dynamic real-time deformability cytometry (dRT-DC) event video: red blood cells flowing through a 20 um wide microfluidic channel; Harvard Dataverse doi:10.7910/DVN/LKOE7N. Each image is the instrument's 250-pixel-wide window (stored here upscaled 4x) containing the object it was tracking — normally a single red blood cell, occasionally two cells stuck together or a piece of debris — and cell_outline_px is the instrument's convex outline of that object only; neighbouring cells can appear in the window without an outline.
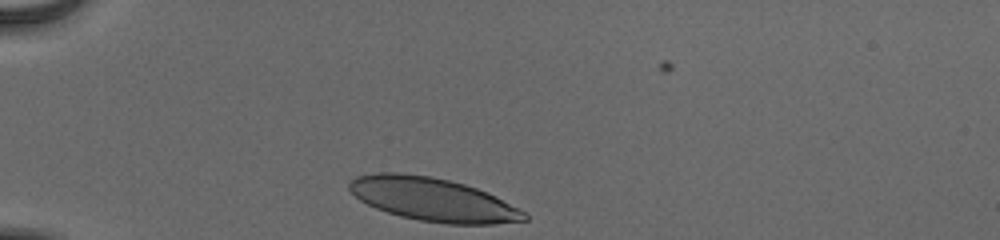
{"species": "human", "species_latin": "Homo sapiens", "temperature_condition": "cold", "stored_images_in_passage": 32, "camera_frame_rate_fps": 3000, "um_per_image_px": 0.085, "donor": {"sex": "male"}, "frame": {"image": 1, "passage_image": 1, "time_ms": 0.0, "image_size_px": [1000, 240], "cell_outline_px": [[528, 220], [492, 224], [448, 224], [420, 220], [400, 216], [376, 208], [360, 200], [348, 188], [348, 184], [356, 176], [380, 172], [400, 172], [432, 176], [464, 184], [476, 188], [524, 212], [528, 216]], "centroid_in_image_um": [36.74, 16.94], "position_along_channel_um": 48.3, "area_um2": 43.58}}
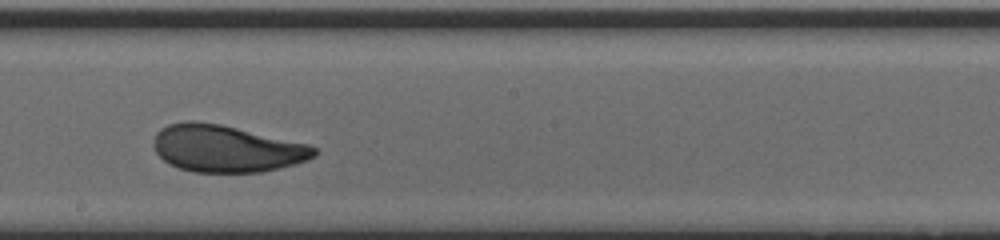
{"frame": {"image": 2, "passage_image": 18, "time_ms": 5.667, "image_size_px": [1000, 240], "cell_outline_px": [[316, 156], [308, 160], [280, 168], [260, 172], [192, 172], [168, 164], [156, 152], [152, 144], [152, 140], [156, 132], [160, 128], [168, 124], [184, 120], [192, 120], [220, 124], [308, 144], [316, 148]], "centroid_in_image_um": [19.19, 12.62], "position_along_channel_um": 229.0, "area_um2": 44.16}}
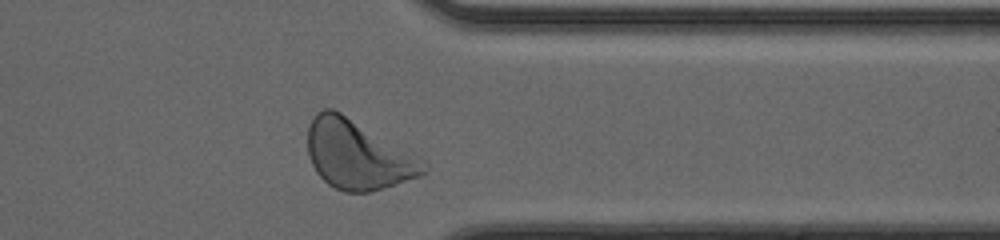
{"frame": {"image": 3, "passage_image": 30, "time_ms": 9.667, "image_size_px": [1000, 240], "cell_outline_px": [[428, 168], [420, 176], [368, 192], [344, 192], [328, 184], [316, 172], [308, 156], [308, 124], [312, 116], [316, 112], [324, 108], [332, 108], [340, 112], [420, 156], [428, 164]], "centroid_in_image_um": [30.4, 13.14], "position_along_channel_um": 381.0, "area_um2": 46.59}, "authors_computed_cell_mechanics": {"area_um2": 43.928, "velocity_mm_per_s": 3.8268, "shape_relaxation_time_tau1_ms": 2.899, "shape_relaxation_time_tau2_ms": 0.8561, "deformation_change_tau1": 0.1568, "deformation_change_tau2": 0.0718}}